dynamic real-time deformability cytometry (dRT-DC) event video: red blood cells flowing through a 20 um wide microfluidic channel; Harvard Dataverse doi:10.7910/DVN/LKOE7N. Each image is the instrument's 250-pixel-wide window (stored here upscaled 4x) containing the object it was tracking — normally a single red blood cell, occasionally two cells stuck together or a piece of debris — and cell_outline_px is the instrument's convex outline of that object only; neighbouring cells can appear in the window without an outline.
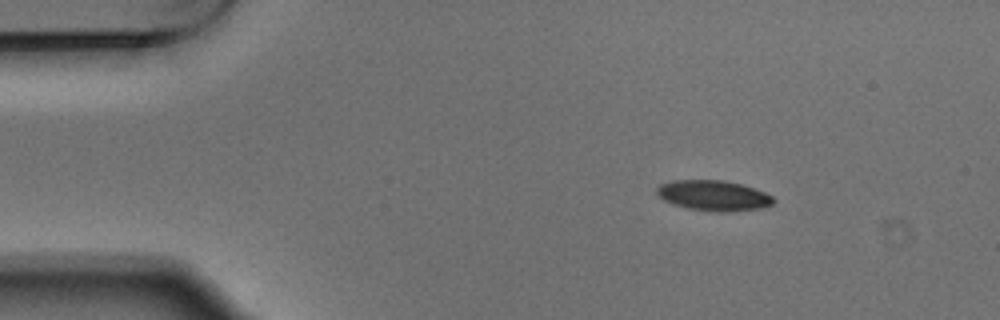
{"species": "Egyptian fruit bat (a non-hibernating species)", "species_latin": "Rousettus aegyptiacus", "temperature_condition": "warm", "stored_images_in_passage": 2, "camera_frame_rate_fps": 3000, "um_per_image_px": 0.085, "animal": {"sex": "male"}, "frame": {"image": 1, "passage_image": 1, "time_ms": 0.0, "image_size_px": [1000, 320], "cell_outline_px": [[776, 200], [772, 204], [760, 208], [724, 212], [716, 212], [688, 208], [672, 204], [664, 200], [656, 192], [656, 188], [660, 184], [672, 180], [724, 180], [740, 184], [764, 192], [772, 196]], "centroid_in_image_um": [60.62, 16.62], "position_along_channel_um": 24.4, "area_um2": 20.52}}